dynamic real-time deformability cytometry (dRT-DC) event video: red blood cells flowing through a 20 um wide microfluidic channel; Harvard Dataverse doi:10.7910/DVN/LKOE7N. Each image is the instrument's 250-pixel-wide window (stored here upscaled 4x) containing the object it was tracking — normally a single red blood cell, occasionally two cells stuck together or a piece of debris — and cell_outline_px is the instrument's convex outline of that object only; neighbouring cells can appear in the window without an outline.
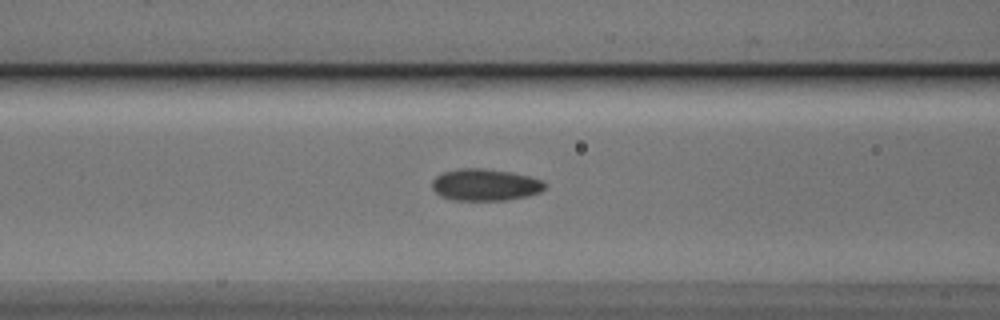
{"species": "Egyptian fruit bat (a non-hibernating species)", "species_latin": "Rousettus aegyptiacus", "temperature_condition": "cold", "stored_images_in_passage": 48, "camera_frame_rate_fps": 3000, "um_per_image_px": 0.085, "animal": {"sex": "male"}, "frame": {"image": 1, "passage_image": 16, "time_ms": 5.0, "image_size_px": [1000, 320], "cell_outline_px": [[548, 184], [540, 192], [528, 196], [504, 200], [456, 200], [440, 196], [432, 188], [432, 180], [436, 176], [444, 172], [460, 168], [484, 168], [512, 172], [544, 180]], "centroid_in_image_um": [41.26, 15.7], "position_along_channel_um": 125.3, "area_um2": 21.04}}
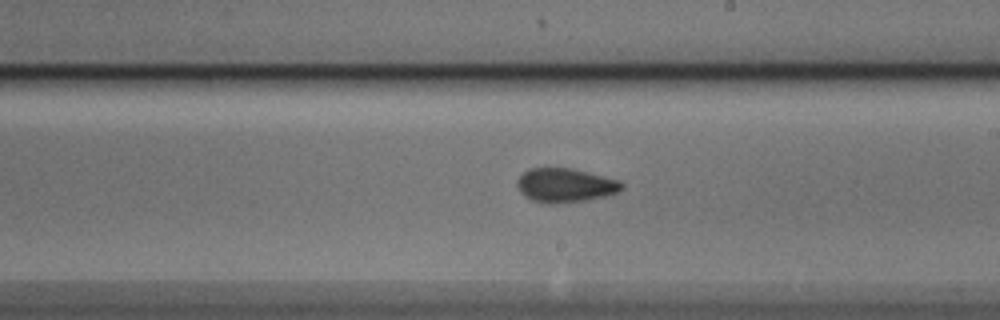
{"frame": {"image": 2, "passage_image": 25, "time_ms": 8.0, "image_size_px": [1000, 320], "cell_outline_px": [[624, 188], [620, 192], [608, 196], [584, 200], [552, 204], [548, 204], [532, 200], [520, 192], [516, 184], [516, 180], [528, 168], [568, 168], [588, 172], [620, 180], [624, 184]], "centroid_in_image_um": [48.07, 15.75], "position_along_channel_um": 240.9, "area_um2": 20.87}}
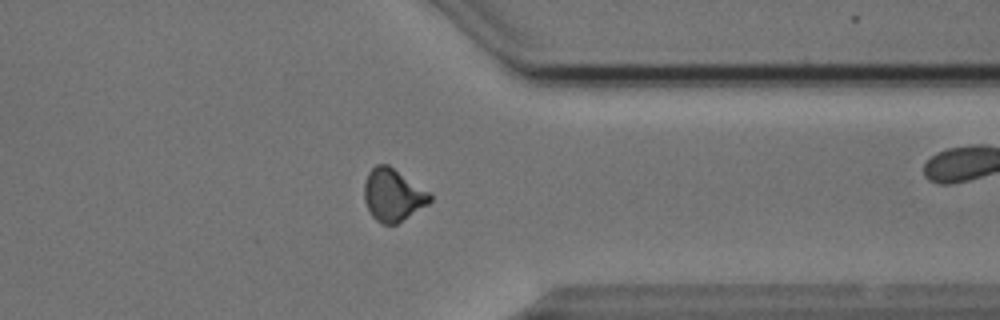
{"frame": {"image": 3, "passage_image": 36, "time_ms": 11.667, "image_size_px": [1000, 320], "cell_outline_px": [[432, 200], [428, 204], [396, 224], [384, 224], [376, 220], [372, 216], [364, 200], [364, 184], [368, 172], [376, 164], [388, 164], [432, 192]], "centroid_in_image_um": [33.42, 16.55], "position_along_channel_um": 378.0, "area_um2": 20.23}, "authors_computed_cell_mechanics": {"area_um2": 20.2011, "velocity_mm_per_s": 3.8541, "shape_relaxation_time_tau1_ms": 5.3484, "shape_relaxation_time_tau2_ms": 1.8383, "deformation_change_tau1": 0.1139, "deformation_change_tau2": 0.0647}}